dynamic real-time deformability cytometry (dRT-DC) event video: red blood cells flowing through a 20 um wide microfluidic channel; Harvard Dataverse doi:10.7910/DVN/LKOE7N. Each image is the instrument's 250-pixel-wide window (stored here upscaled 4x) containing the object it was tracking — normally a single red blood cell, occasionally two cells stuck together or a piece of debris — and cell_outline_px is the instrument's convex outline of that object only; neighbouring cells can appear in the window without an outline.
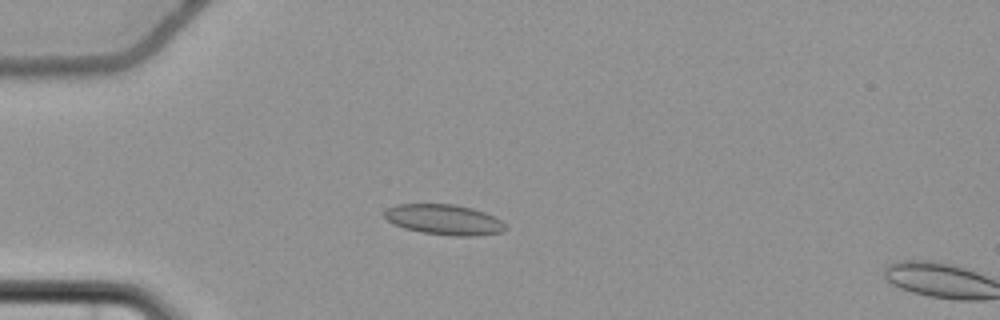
{"species": "common noctule bat (a hibernating species)", "species_latin": "Nyctalus noctula", "temperature_condition": "cold", "stored_images_in_passage": 21, "camera_frame_rate_fps": 3000, "um_per_image_px": 0.085, "animal": {"sex": "female", "body_mass_g": 22.7, "forearm_length_mm": 54.2}, "frame": {"image": 1, "passage_image": 18, "time_ms": 5.667, "image_size_px": [1000, 320], "cell_outline_px": [[508, 228], [500, 232], [476, 236], [456, 236], [420, 232], [404, 228], [392, 224], [384, 216], [384, 212], [388, 208], [396, 204], [452, 204], [472, 208], [484, 212], [500, 220]], "centroid_in_image_um": [37.72, 18.67], "position_along_channel_um": 47.3, "area_um2": 21.33}}